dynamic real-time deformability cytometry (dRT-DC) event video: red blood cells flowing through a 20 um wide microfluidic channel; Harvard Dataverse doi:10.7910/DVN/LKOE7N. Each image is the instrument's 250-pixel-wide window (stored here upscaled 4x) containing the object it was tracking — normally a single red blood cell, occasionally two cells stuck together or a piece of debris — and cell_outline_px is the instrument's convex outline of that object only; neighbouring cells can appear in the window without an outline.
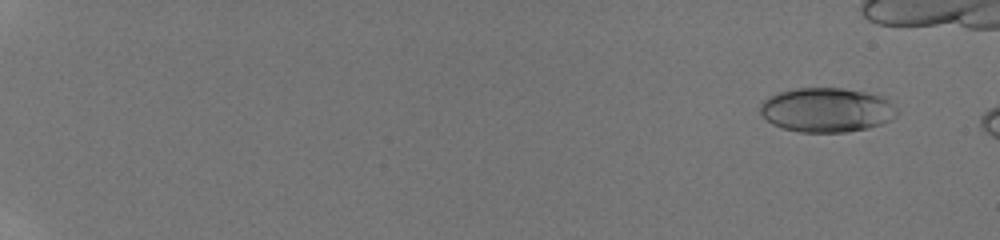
{"species": "human", "species_latin": "Homo sapiens", "temperature_condition": "room temperature", "stored_images_in_passage": 10, "camera_frame_rate_fps": 3000, "um_per_image_px": 0.085, "donor": {"sex": "male"}, "frame": {"image": 1, "passage_image": 4, "time_ms": 1.0, "image_size_px": [1000, 240], "cell_outline_px": [[900, 112], [896, 116], [880, 124], [868, 128], [848, 132], [800, 132], [784, 128], [772, 124], [760, 112], [760, 104], [768, 96], [780, 92], [796, 88], [844, 88], [888, 96]], "centroid_in_image_um": [70.33, 9.33], "position_along_channel_um": 14.7, "area_um2": 35.72}}